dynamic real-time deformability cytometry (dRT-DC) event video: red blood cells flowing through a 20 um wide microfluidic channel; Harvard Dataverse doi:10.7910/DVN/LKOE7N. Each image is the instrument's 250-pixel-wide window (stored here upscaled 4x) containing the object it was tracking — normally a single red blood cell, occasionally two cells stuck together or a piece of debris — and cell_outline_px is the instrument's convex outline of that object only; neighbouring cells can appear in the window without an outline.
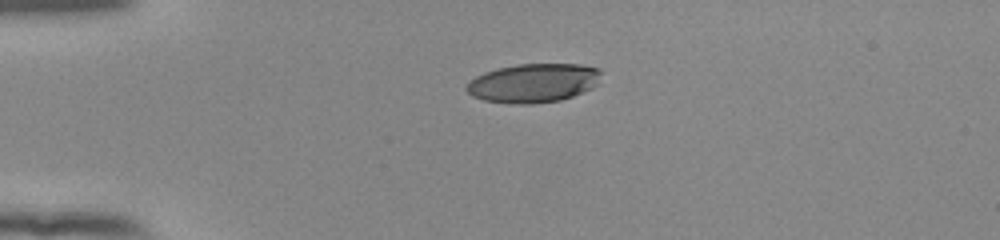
{"species": "human", "species_latin": "Homo sapiens", "temperature_condition": "room temperature", "stored_images_in_passage": 41, "camera_frame_rate_fps": 3000, "um_per_image_px": 0.085, "donor": {"sex": "female"}, "frame": {"image": 1, "passage_image": 1, "time_ms": 0.0, "image_size_px": [1000, 240], "cell_outline_px": [[600, 72], [596, 84], [592, 88], [572, 96], [560, 100], [532, 104], [520, 104], [484, 100], [472, 96], [464, 88], [476, 76], [484, 72], [496, 68], [516, 64], [580, 64], [600, 68]], "centroid_in_image_um": [45.32, 7.04], "position_along_channel_um": 39.7, "area_um2": 30.4}}
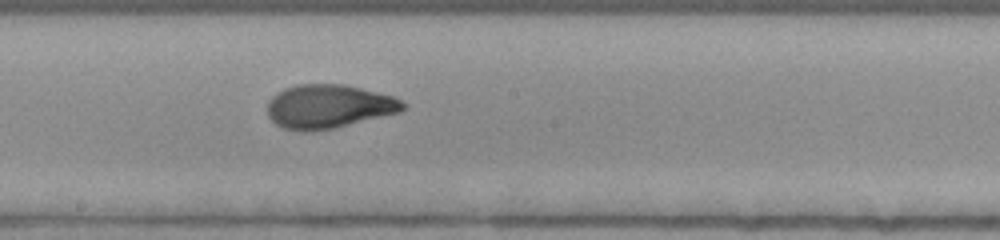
{"frame": {"image": 2, "passage_image": 18, "time_ms": 5.667, "image_size_px": [1000, 240], "cell_outline_px": [[408, 108], [400, 112], [332, 128], [312, 132], [284, 128], [276, 124], [268, 116], [268, 100], [276, 92], [284, 88], [296, 84], [344, 84], [392, 96], [408, 104]], "centroid_in_image_um": [27.93, 9.04], "position_along_channel_um": 220.3, "area_um2": 34.51}}
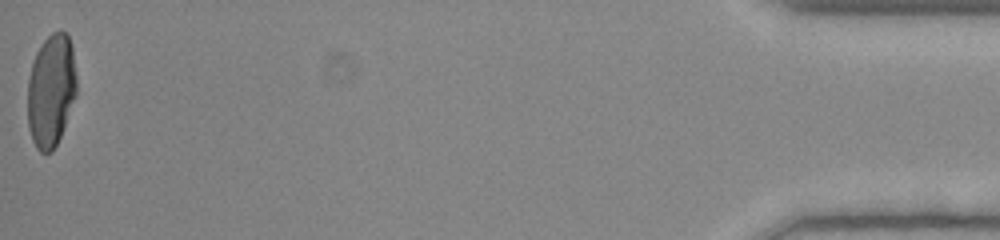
{"frame": {"image": 3, "passage_image": 41, "time_ms": 13.333, "image_size_px": [1000, 240], "cell_outline_px": [[76, 96], [60, 136], [52, 152], [40, 152], [36, 148], [32, 140], [28, 128], [28, 80], [32, 64], [36, 52], [44, 40], [52, 32], [60, 28], [68, 36], [72, 44], [76, 76]], "centroid_in_image_um": [4.34, 7.67], "position_along_channel_um": 430.9, "area_um2": 32.31}, "authors_computed_cell_mechanics": {"area_um2": 33.6974, "velocity_mm_per_s": 3.9238, "shape_relaxation_time_tau1_ms": 6.0806, "shape_relaxation_time_tau2_ms": 1.1503, "deformation_change_tau1": 0.2394, "deformation_change_tau2": 0.0681}}